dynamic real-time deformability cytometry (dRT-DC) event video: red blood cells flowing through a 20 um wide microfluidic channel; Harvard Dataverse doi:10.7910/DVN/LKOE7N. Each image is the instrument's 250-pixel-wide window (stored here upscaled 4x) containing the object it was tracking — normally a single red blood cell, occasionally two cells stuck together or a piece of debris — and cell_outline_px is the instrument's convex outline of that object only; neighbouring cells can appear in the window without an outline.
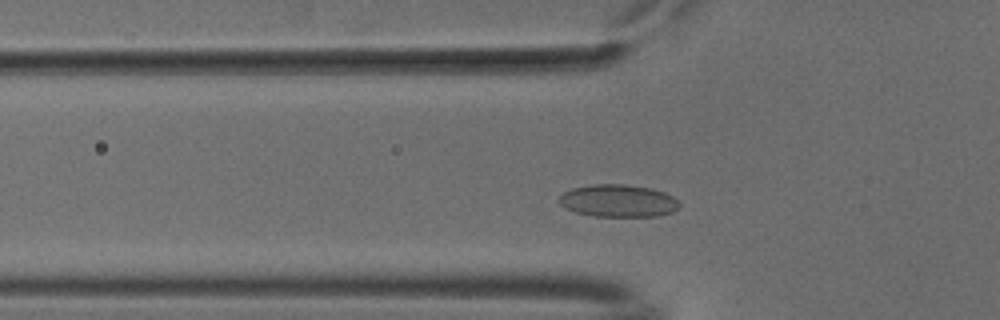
{"species": "common noctule bat (a hibernating species)", "species_latin": "Nyctalus noctula", "temperature_condition": "cold", "stored_images_in_passage": 38, "camera_frame_rate_fps": 3000, "um_per_image_px": 0.085, "animal": {"sex": "male", "body_mass_g": 18.8}, "frame": {"image": 1, "passage_image": 2, "time_ms": 0.333, "image_size_px": [1000, 320], "cell_outline_px": [[680, 208], [672, 212], [656, 216], [592, 216], [576, 212], [564, 208], [556, 200], [564, 192], [572, 188], [592, 184], [624, 184], [652, 188], [664, 192], [672, 196], [680, 204]], "centroid_in_image_um": [52.52, 17.06], "position_along_channel_um": 73.3, "area_um2": 22.89}}
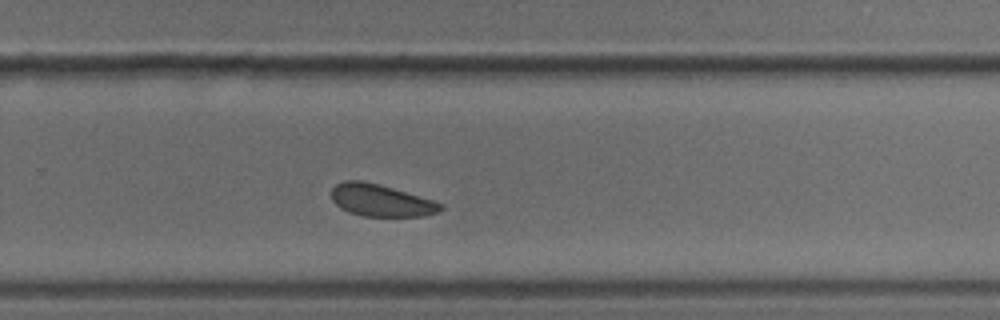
{"frame": {"image": 2, "passage_image": 20, "time_ms": 6.333, "image_size_px": [1000, 320], "cell_outline_px": [[444, 208], [440, 212], [420, 216], [360, 216], [348, 212], [340, 208], [332, 200], [332, 188], [336, 184], [344, 180], [364, 180], [380, 184], [432, 200], [440, 204]], "centroid_in_image_um": [32.33, 17.03], "position_along_channel_um": 297.5, "area_um2": 20.4}}
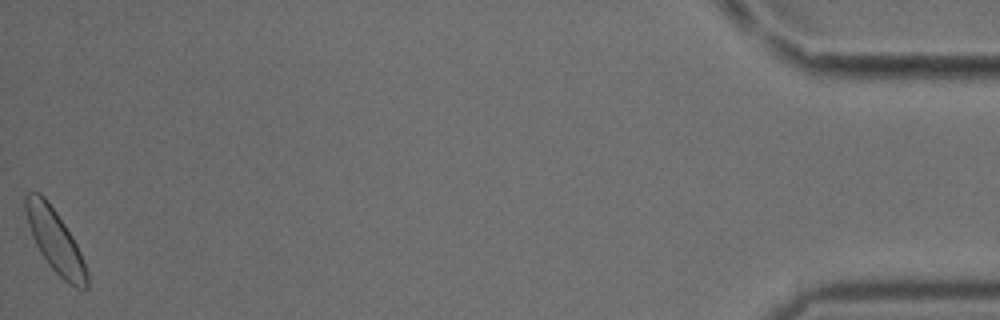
{"frame": {"image": 3, "passage_image": 38, "time_ms": 12.333, "image_size_px": [1000, 320], "cell_outline_px": [[88, 288], [76, 288], [68, 284], [48, 264], [40, 252], [32, 236], [28, 224], [24, 208], [24, 196], [28, 192], [40, 192], [44, 196], [56, 212], [72, 236], [80, 252], [88, 276]], "centroid_in_image_um": [4.66, 20.45], "position_along_channel_um": 430.5, "area_um2": 22.2}, "authors_computed_cell_mechanics": {"area_um2": 21.2126, "velocity_mm_per_s": 3.737, "shape_relaxation_time_tau1_ms": null, "shape_relaxation_time_tau2_ms": 7.6286, "deformation_change_tau1": null, "deformation_change_tau2": 0.1021}}